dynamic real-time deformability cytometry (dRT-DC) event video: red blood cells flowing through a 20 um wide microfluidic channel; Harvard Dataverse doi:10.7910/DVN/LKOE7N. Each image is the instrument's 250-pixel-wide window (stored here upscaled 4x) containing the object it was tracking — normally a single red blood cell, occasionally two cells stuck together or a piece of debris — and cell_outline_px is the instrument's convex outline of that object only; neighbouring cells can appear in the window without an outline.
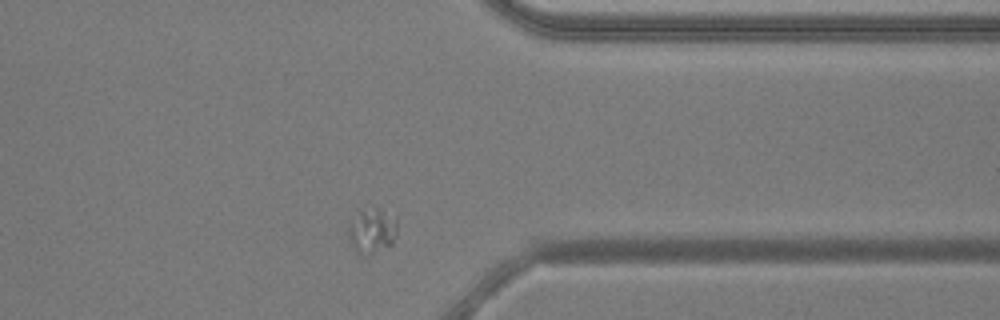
{"species": "common noctule bat (a hibernating species)", "species_latin": "Nyctalus noctula", "temperature_condition": "warm", "stored_images_in_passage": 43, "camera_frame_rate_fps": 3000, "um_per_image_px": 0.085, "animal": {"sex": "male", "body_mass_g": 20.5, "forearm_length_mm": 52.5}, "frame": {"image": 1, "passage_image": 31, "time_ms": 10.0, "image_size_px": [1000, 320], "cell_outline_px": [[396, 236], [392, 244], [368, 256], [360, 256], [356, 252], [348, 236], [348, 220], [360, 212], [380, 212], [396, 220]], "centroid_in_image_um": [31.56, 19.74], "position_along_channel_um": 379.8, "area_um2": 12.2}}
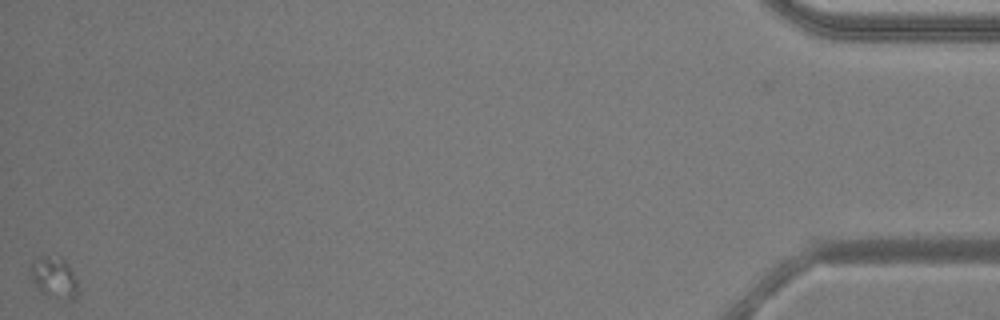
{"frame": {"image": 2, "passage_image": 43, "time_ms": 14.0, "image_size_px": [1000, 320], "cell_outline_px": [[76, 296], [72, 300], [64, 300], [48, 296], [40, 292], [36, 288], [32, 276], [32, 260], [40, 256], [60, 256], [72, 268], [76, 280]], "centroid_in_image_um": [4.61, 23.59], "position_along_channel_um": 430.6, "area_um2": 11.39}}